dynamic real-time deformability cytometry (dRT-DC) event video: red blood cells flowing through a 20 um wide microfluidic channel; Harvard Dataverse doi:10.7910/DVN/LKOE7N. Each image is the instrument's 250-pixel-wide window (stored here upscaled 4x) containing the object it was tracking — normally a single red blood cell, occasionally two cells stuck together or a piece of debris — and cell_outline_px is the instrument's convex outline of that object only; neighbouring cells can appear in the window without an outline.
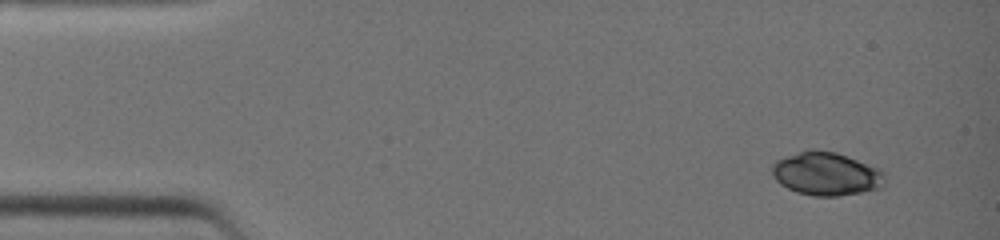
{"species": "common noctule bat (a hibernating species)", "species_latin": "Nyctalus noctula", "temperature_condition": "warm", "stored_images_in_passage": 37, "camera_frame_rate_fps": 3000, "um_per_image_px": 0.085, "animal": {"sex": "female", "body_mass_g": 19.0, "forearm_length_mm": 51.5}, "frame": {"image": 1, "passage_image": 1, "time_ms": 0.0, "image_size_px": [1000, 240], "cell_outline_px": [[884, 184], [880, 188], [860, 192], [836, 196], [816, 196], [796, 192], [780, 184], [776, 180], [772, 172], [772, 164], [776, 160], [784, 156], [808, 148], [812, 148], [836, 152], [848, 156], [880, 168], [884, 172]], "centroid_in_image_um": [70.22, 14.74], "position_along_channel_um": 14.8, "area_um2": 28.73}}
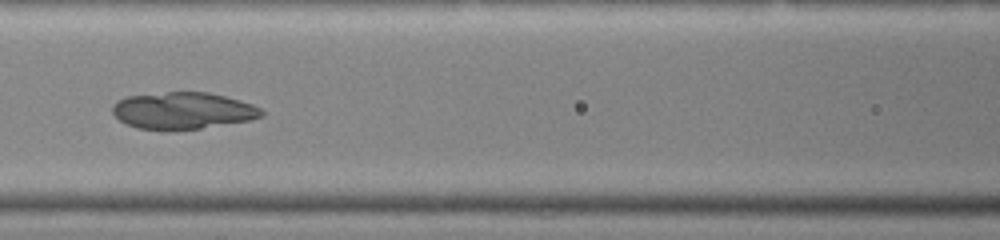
{"frame": {"image": 2, "passage_image": 16, "time_ms": 5.0, "image_size_px": [1000, 240], "cell_outline_px": [[264, 116], [248, 120], [200, 128], [140, 128], [128, 124], [120, 120], [112, 112], [112, 104], [116, 100], [124, 96], [168, 92], [208, 92], [240, 100], [252, 104], [260, 108], [264, 112]], "centroid_in_image_um": [15.54, 9.37], "position_along_channel_um": 151.1, "area_um2": 31.39}}
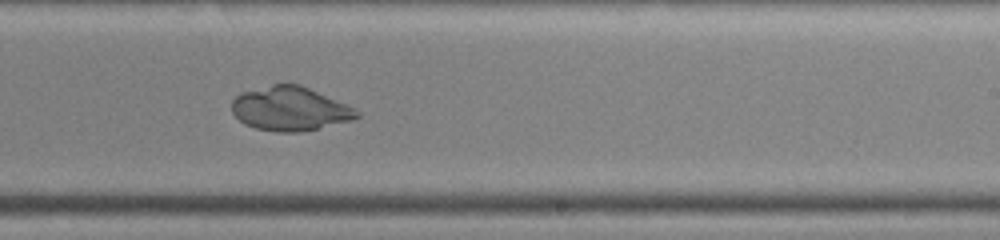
{"frame": {"image": 3, "passage_image": 23, "time_ms": 7.333, "image_size_px": [1000, 240], "cell_outline_px": [[360, 116], [352, 120], [300, 132], [276, 132], [256, 128], [244, 124], [232, 112], [232, 100], [236, 96], [244, 92], [272, 84], [300, 84], [344, 104], [360, 112]], "centroid_in_image_um": [24.62, 9.25], "position_along_channel_um": 264.4, "area_um2": 31.56}}